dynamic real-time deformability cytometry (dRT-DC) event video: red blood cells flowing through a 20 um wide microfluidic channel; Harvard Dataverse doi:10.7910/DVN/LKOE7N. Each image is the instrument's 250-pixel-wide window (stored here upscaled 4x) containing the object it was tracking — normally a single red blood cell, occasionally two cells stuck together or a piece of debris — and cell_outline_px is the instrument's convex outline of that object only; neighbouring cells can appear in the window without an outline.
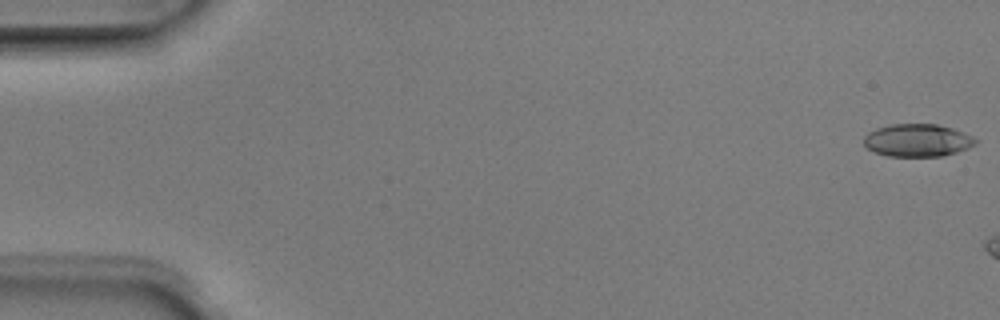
{"species": "Egyptian fruit bat (a non-hibernating species)", "species_latin": "Rousettus aegyptiacus", "temperature_condition": "room temperature", "stored_images_in_passage": 3, "camera_frame_rate_fps": 3000, "um_per_image_px": 0.085, "animal": {"sex": "male"}, "frame": {"image": 1, "passage_image": 1, "time_ms": 0.0, "image_size_px": [1000, 320], "cell_outline_px": [[980, 140], [976, 144], [968, 148], [944, 156], [888, 156], [872, 152], [864, 144], [864, 136], [868, 132], [876, 128], [892, 124], [936, 124], [952, 128], [964, 132]], "centroid_in_image_um": [77.99, 11.93], "position_along_channel_um": 7.0, "area_um2": 21.44}}